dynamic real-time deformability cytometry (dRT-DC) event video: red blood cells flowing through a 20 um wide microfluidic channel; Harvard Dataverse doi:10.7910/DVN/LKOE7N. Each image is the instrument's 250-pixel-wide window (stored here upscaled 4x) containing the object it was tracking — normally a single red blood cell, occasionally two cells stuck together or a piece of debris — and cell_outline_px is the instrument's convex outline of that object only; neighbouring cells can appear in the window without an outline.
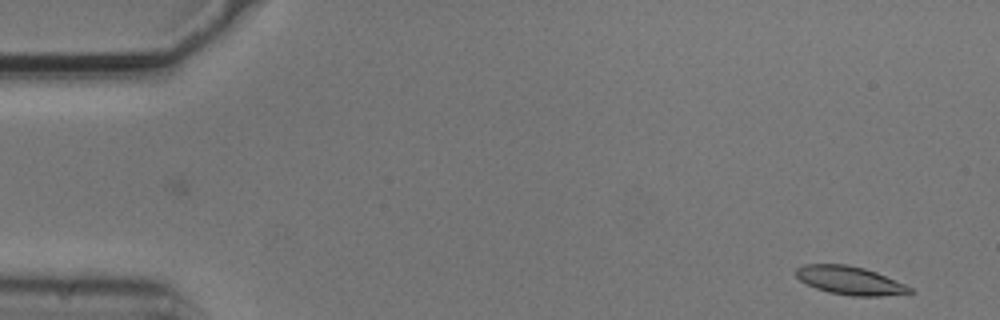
{"species": "common noctule bat (a hibernating species)", "species_latin": "Nyctalus noctula", "temperature_condition": "cold", "stored_images_in_passage": 47, "camera_frame_rate_fps": 3000, "um_per_image_px": 0.085, "animal": {"sex": "male", "body_mass_g": 20.5, "forearm_length_mm": 52.5}, "frame": {"image": 1, "passage_image": 2, "time_ms": 0.333, "image_size_px": [1000, 320], "cell_outline_px": [[916, 292], [880, 296], [852, 296], [828, 292], [816, 288], [800, 280], [796, 276], [796, 268], [804, 264], [848, 264], [864, 268], [876, 272], [904, 284], [912, 288]], "centroid_in_image_um": [72.24, 23.84], "position_along_channel_um": 12.8, "area_um2": 18.73}}
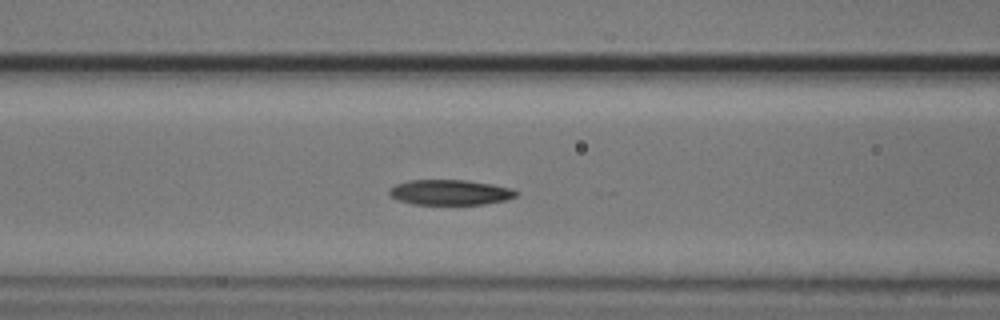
{"frame": {"image": 2, "passage_image": 21, "time_ms": 6.667, "image_size_px": [1000, 320], "cell_outline_px": [[520, 192], [516, 196], [508, 200], [484, 204], [412, 204], [400, 200], [392, 196], [388, 192], [388, 188], [396, 184], [408, 180], [464, 180], [492, 184], [512, 188]], "centroid_in_image_um": [38.29, 16.34], "position_along_channel_um": 128.3, "area_um2": 18.73}}
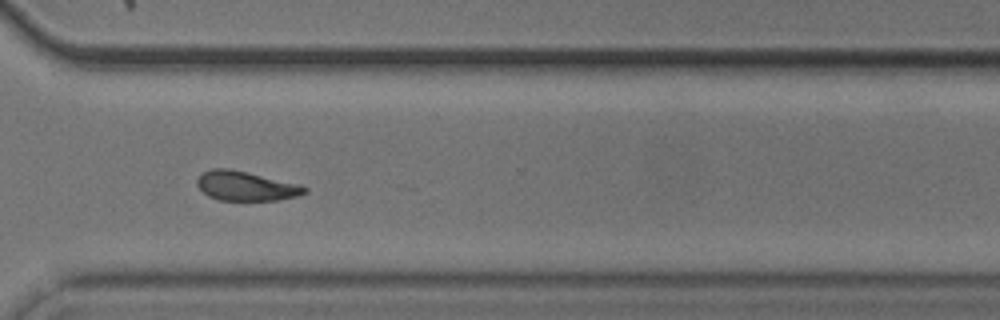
{"frame": {"image": 3, "passage_image": 39, "time_ms": 12.667, "image_size_px": [1000, 320], "cell_outline_px": [[308, 192], [296, 196], [276, 200], [220, 200], [208, 196], [196, 184], [196, 180], [204, 172], [212, 168], [228, 168], [304, 184], [308, 188]], "centroid_in_image_um": [20.96, 15.8], "position_along_channel_um": 349.6, "area_um2": 18.55}, "authors_computed_cell_mechanics": {"area_um2": 18.7272, "velocity_mm_per_s": 3.6917, "shape_relaxation_time_tau1_ms": 5.2044, "shape_relaxation_time_tau2_ms": 4.698, "deformation_change_tau1": 0.1426, "deformation_change_tau2": 0.1159}}